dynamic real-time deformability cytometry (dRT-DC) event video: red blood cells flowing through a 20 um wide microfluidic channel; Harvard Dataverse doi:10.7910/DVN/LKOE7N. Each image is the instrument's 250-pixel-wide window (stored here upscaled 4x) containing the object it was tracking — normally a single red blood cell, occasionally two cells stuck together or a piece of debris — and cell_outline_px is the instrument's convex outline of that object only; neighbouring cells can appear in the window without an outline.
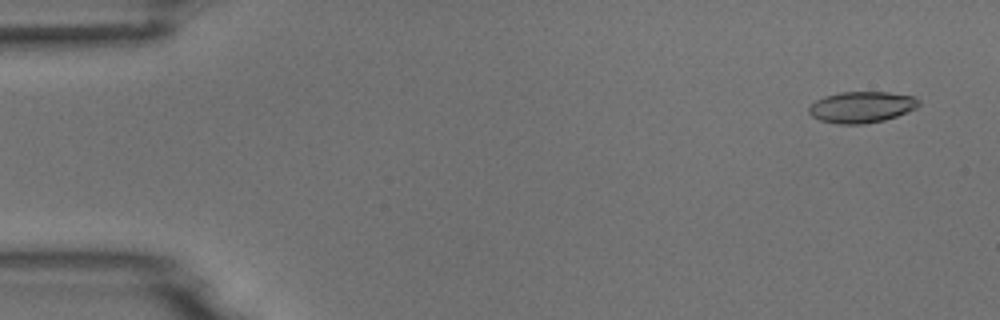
{"species": "common noctule bat (a hibernating species)", "species_latin": "Nyctalus noctula", "temperature_condition": "room temperature", "stored_images_in_passage": 5, "camera_frame_rate_fps": 3000, "um_per_image_px": 0.085, "animal": {"sex": "male", "body_mass_g": 18.8}, "frame": {"image": 1, "passage_image": 1, "time_ms": 0.0, "image_size_px": [1000, 320], "cell_outline_px": [[920, 104], [916, 108], [896, 116], [884, 120], [864, 124], [836, 124], [820, 120], [812, 116], [808, 112], [808, 108], [816, 100], [824, 96], [840, 92], [888, 92], [912, 96], [920, 100]], "centroid_in_image_um": [73.22, 9.1], "position_along_channel_um": 11.8, "area_um2": 20.0}}
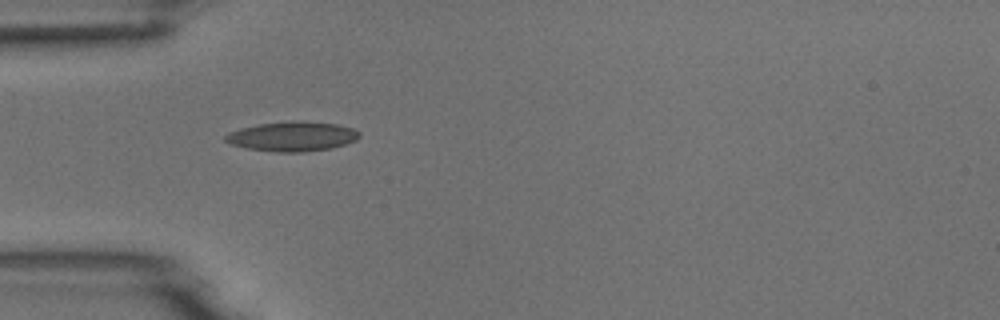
{"frame": {"image": 2, "passage_image": 4, "time_ms": 4.333, "image_size_px": [1000, 320], "cell_outline_px": [[360, 136], [356, 140], [332, 148], [304, 152], [276, 152], [244, 148], [232, 144], [224, 140], [224, 136], [228, 132], [240, 128], [260, 124], [296, 120], [336, 124], [352, 128], [360, 132]], "centroid_in_image_um": [24.83, 11.6], "position_along_channel_um": 60.2, "area_um2": 23.18}}